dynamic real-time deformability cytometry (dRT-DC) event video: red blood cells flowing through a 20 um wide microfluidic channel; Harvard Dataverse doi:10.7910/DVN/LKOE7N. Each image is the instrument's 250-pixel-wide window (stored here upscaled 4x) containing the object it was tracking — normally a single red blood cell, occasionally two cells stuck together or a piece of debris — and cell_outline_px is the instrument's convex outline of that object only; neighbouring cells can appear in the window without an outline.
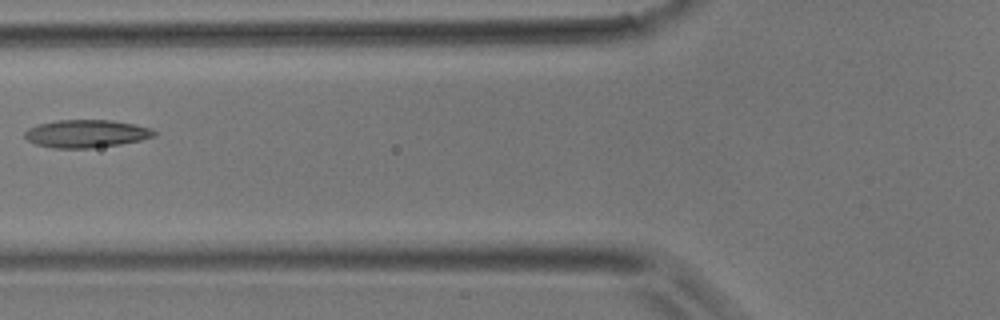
{"species": "common noctule bat (a hibernating species)", "species_latin": "Nyctalus noctula", "temperature_condition": "room temperature", "stored_images_in_passage": 5, "camera_frame_rate_fps": 3000, "um_per_image_px": 0.085, "animal": {"sex": "male", "body_mass_g": 17.9}, "frame": {"image": 1, "passage_image": 5, "time_ms": 1.333, "image_size_px": [1000, 320], "cell_outline_px": [[156, 136], [140, 140], [120, 144], [92, 148], [52, 148], [36, 144], [28, 140], [24, 136], [24, 132], [28, 128], [40, 124], [56, 120], [112, 120], [152, 128], [156, 132]], "centroid_in_image_um": [7.33, 11.36], "position_along_channel_um": 118.5, "area_um2": 20.92}}